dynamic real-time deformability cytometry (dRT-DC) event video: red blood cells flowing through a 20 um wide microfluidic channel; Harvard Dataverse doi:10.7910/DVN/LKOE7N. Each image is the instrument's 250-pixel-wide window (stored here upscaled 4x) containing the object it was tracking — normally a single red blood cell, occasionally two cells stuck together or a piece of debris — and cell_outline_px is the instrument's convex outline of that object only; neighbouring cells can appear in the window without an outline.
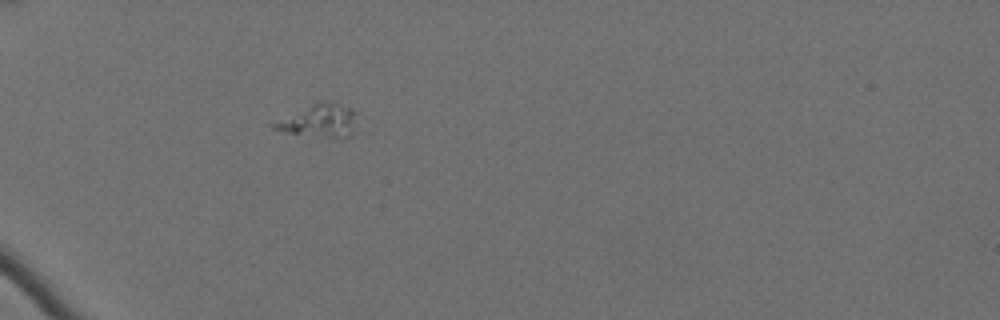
{"species": "Egyptian fruit bat (a non-hibernating species)", "species_latin": "Rousettus aegyptiacus", "temperature_condition": "cold", "stored_images_in_passage": 40, "camera_frame_rate_fps": 3000, "um_per_image_px": 0.085, "animal": {"sex": "female"}, "frame": {"image": 1, "passage_image": 1, "time_ms": 0.0, "image_size_px": [1000, 320], "cell_outline_px": [[360, 112], [352, 132], [348, 136], [328, 136], [292, 132], [272, 128], [268, 124], [316, 104], [336, 104], [352, 108]], "centroid_in_image_um": [27.22, 10.26], "position_along_channel_um": 57.8, "area_um2": 14.68}}
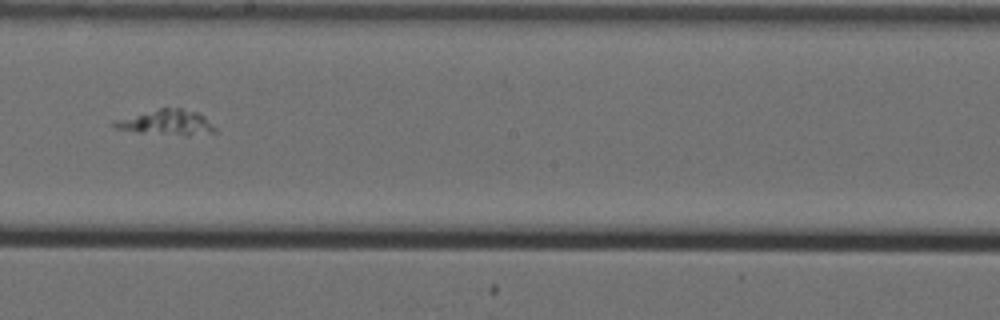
{"frame": {"image": 2, "passage_image": 18, "time_ms": 5.667, "image_size_px": [1000, 320], "cell_outline_px": [[216, 132], [188, 136], [184, 136], [136, 132], [116, 128], [112, 124], [112, 120], [160, 108], [180, 108], [196, 112], [204, 116], [216, 128]], "centroid_in_image_um": [14.16, 10.42], "position_along_channel_um": 234.0, "area_um2": 14.91}}
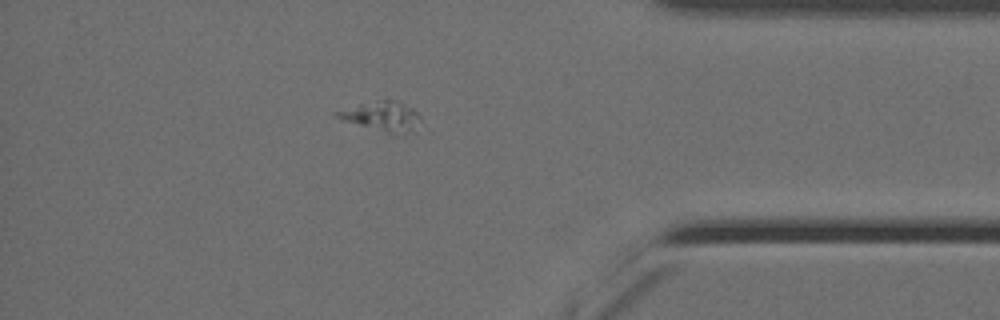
{"frame": {"image": 3, "passage_image": 34, "time_ms": 11.0, "image_size_px": [1000, 320], "cell_outline_px": [[420, 128], [412, 132], [388, 132], [344, 120], [336, 116], [332, 112], [360, 104], [384, 100], [388, 100], [412, 108], [420, 116]], "centroid_in_image_um": [32.5, 9.89], "position_along_channel_um": 402.7, "area_um2": 13.64}}